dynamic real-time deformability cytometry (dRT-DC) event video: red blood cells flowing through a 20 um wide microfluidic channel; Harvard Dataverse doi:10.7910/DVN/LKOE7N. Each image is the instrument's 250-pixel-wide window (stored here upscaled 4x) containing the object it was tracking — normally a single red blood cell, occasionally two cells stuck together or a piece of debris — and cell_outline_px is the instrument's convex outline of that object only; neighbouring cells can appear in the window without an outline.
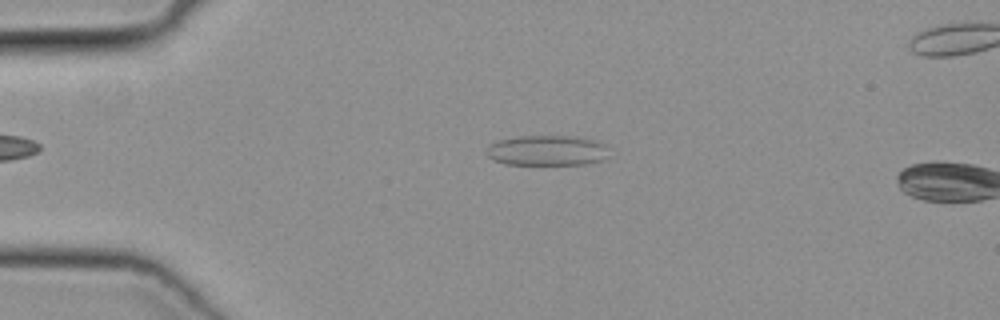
{"species": "common noctule bat (a hibernating species)", "species_latin": "Nyctalus noctula", "temperature_condition": "cold", "stored_images_in_passage": 13, "camera_frame_rate_fps": 3000, "um_per_image_px": 0.085, "animal": {"sex": "female", "body_mass_g": 19.3, "forearm_length_mm": 54.1}, "frame": {"image": 1, "passage_image": 11, "time_ms": 3.333, "image_size_px": [1000, 320], "cell_outline_px": [[604, 160], [584, 164], [504, 164], [492, 160], [488, 156], [488, 144], [496, 140], [520, 136], [572, 136], [592, 140], [604, 144]], "centroid_in_image_um": [46.4, 12.79], "position_along_channel_um": 38.6, "area_um2": 21.33}}